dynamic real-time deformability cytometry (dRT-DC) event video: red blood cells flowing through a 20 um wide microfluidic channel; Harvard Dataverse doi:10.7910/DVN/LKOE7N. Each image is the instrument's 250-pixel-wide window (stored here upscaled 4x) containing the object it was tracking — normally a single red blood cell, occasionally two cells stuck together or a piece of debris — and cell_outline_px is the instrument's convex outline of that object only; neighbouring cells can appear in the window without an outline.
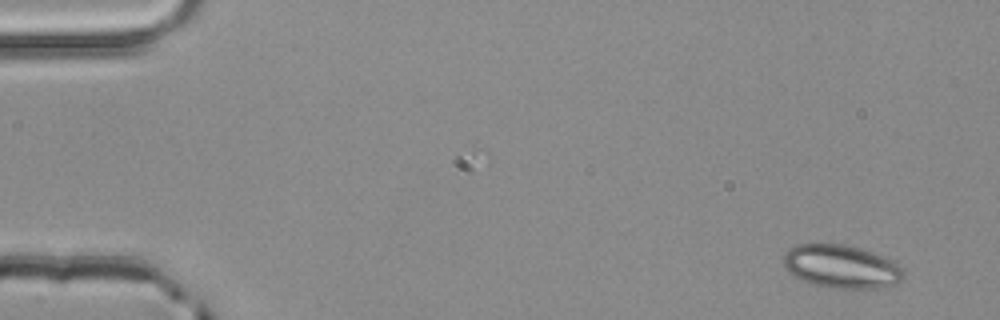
{"species": "common noctule bat (a hibernating species)", "species_latin": "Nyctalus noctula", "temperature_condition": "room temperature", "stored_images_in_passage": 3, "camera_frame_rate_fps": 3000, "um_per_image_px": 0.085, "animal": {"sex": "male", "body_mass_g": 20.4}, "frame": {"image": 1, "passage_image": 1, "time_ms": 0.0, "image_size_px": [1000, 320], "cell_outline_px": [[904, 276], [896, 284], [876, 288], [832, 288], [812, 284], [796, 276], [784, 264], [784, 256], [788, 248], [796, 244], [844, 244], [860, 248], [884, 256], [904, 268]], "centroid_in_image_um": [71.55, 22.65], "position_along_channel_um": 13.4, "area_um2": 30.06}}